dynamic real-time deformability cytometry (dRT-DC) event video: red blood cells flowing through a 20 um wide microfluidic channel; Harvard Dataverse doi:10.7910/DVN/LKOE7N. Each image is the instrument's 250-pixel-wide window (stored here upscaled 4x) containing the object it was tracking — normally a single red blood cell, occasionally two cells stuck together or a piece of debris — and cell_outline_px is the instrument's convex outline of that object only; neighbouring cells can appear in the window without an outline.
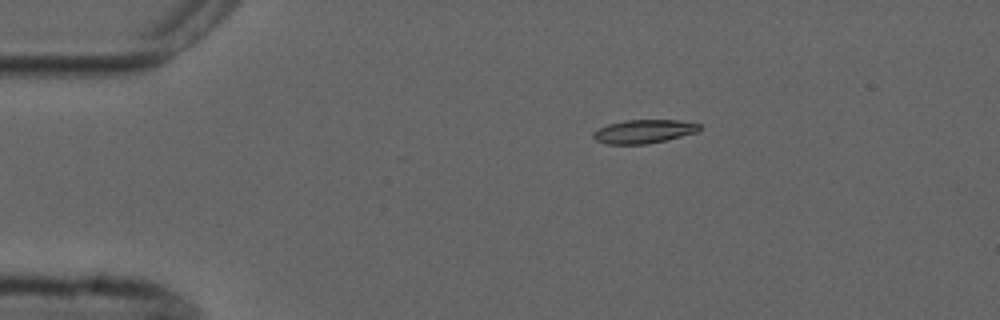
{"species": "common noctule bat (a hibernating species)", "species_latin": "Nyctalus noctula", "temperature_condition": "cold", "stored_images_in_passage": 8, "camera_frame_rate_fps": 3000, "um_per_image_px": 0.085, "animal": {"sex": "male", "forearm_length_mm": 52.5}, "frame": {"image": 1, "passage_image": 3, "time_ms": 2.333, "image_size_px": [1000, 320], "cell_outline_px": [[700, 132], [648, 144], [608, 144], [596, 140], [592, 136], [592, 132], [608, 124], [624, 120], [680, 120], [700, 124]], "centroid_in_image_um": [54.75, 11.17], "position_along_channel_um": 30.3, "area_um2": 14.68}}
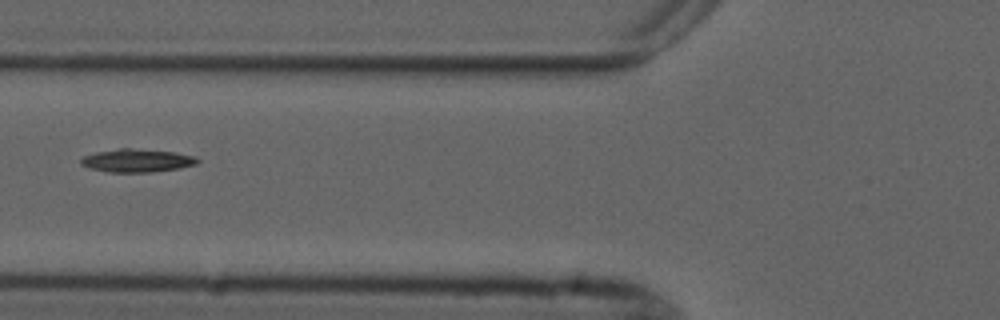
{"frame": {"image": 2, "passage_image": 6, "time_ms": 6.0, "image_size_px": [1000, 320], "cell_outline_px": [[200, 160], [196, 164], [180, 168], [152, 172], [108, 172], [88, 168], [80, 164], [80, 160], [84, 156], [96, 152], [120, 148], [128, 148], [172, 152], [196, 156]], "centroid_in_image_um": [11.63, 13.65], "position_along_channel_um": 114.2, "area_um2": 15.66}}
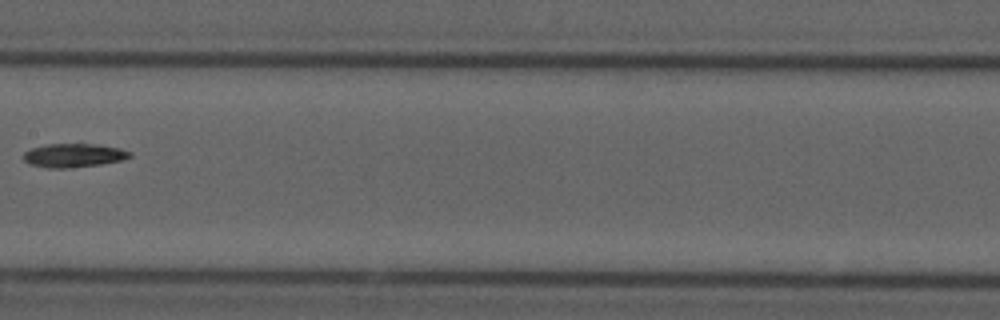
{"frame": {"image": 3, "passage_image": 8, "time_ms": 8.333, "image_size_px": [1000, 320], "cell_outline_px": [[132, 156], [124, 160], [100, 164], [68, 168], [48, 168], [32, 164], [24, 160], [24, 152], [32, 148], [48, 144], [92, 144], [120, 148], [132, 152]], "centroid_in_image_um": [6.3, 13.21], "position_along_channel_um": 201.1, "area_um2": 14.57}}